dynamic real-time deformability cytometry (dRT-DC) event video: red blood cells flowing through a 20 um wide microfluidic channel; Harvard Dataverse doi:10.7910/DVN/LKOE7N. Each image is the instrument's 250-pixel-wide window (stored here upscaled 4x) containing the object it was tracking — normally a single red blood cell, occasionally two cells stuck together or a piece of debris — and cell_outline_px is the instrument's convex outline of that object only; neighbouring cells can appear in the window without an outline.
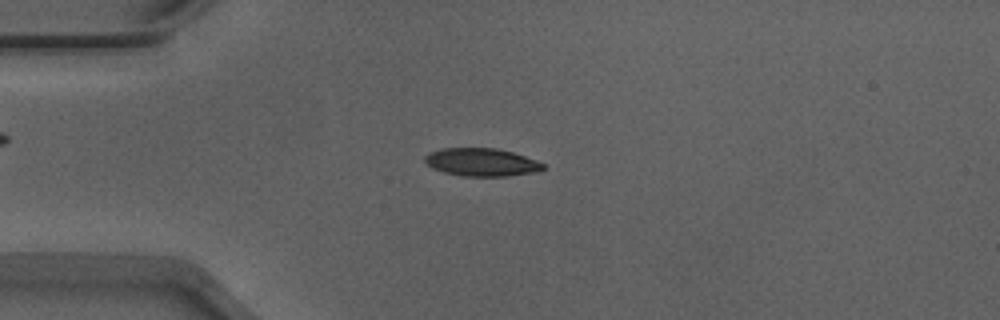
{"species": "Egyptian fruit bat (a non-hibernating species)", "species_latin": "Rousettus aegyptiacus", "temperature_condition": "warm", "stored_images_in_passage": 47, "camera_frame_rate_fps": 3000, "um_per_image_px": 0.085, "animal": {"sex": "male"}, "frame": {"image": 1, "passage_image": 8, "time_ms": 2.333, "image_size_px": [1000, 320], "cell_outline_px": [[544, 168], [532, 172], [508, 176], [460, 176], [444, 172], [432, 168], [424, 160], [424, 156], [428, 152], [440, 148], [496, 148], [512, 152], [536, 160], [544, 164]], "centroid_in_image_um": [40.87, 13.78], "position_along_channel_um": 44.1, "area_um2": 19.19}}
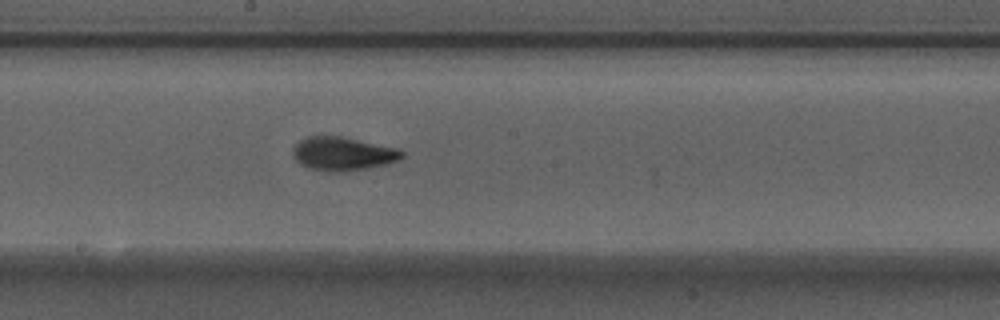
{"frame": {"image": 2, "passage_image": 23, "time_ms": 7.333, "image_size_px": [1000, 320], "cell_outline_px": [[404, 156], [388, 164], [368, 168], [344, 172], [328, 172], [308, 168], [300, 164], [296, 160], [292, 152], [292, 148], [300, 140], [308, 136], [340, 136], [400, 148], [404, 152]], "centroid_in_image_um": [29.15, 13.07], "position_along_channel_um": 219.1, "area_um2": 21.56}}
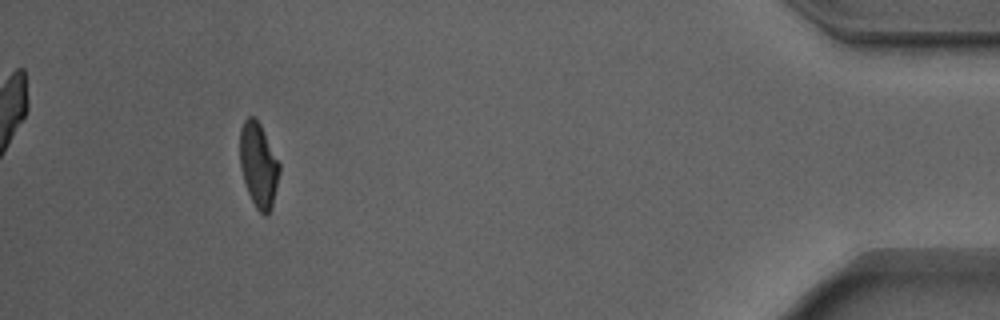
{"frame": {"image": 3, "passage_image": 43, "time_ms": 14.0, "image_size_px": [1000, 320], "cell_outline_px": [[280, 172], [272, 208], [264, 216], [256, 208], [248, 192], [240, 168], [240, 128], [244, 120], [248, 116], [252, 116], [260, 124], [280, 164]], "centroid_in_image_um": [21.97, 14.03], "position_along_channel_um": 413.2, "area_um2": 19.36}, "authors_computed_cell_mechanics": {"area_um2": 20.1722, "velocity_mm_per_s": 3.9155, "shape_relaxation_time_tau1_ms": 4.814, "shape_relaxation_time_tau2_ms": 2.0029, "deformation_change_tau1": 0.1876, "deformation_change_tau2": 0.0724}}